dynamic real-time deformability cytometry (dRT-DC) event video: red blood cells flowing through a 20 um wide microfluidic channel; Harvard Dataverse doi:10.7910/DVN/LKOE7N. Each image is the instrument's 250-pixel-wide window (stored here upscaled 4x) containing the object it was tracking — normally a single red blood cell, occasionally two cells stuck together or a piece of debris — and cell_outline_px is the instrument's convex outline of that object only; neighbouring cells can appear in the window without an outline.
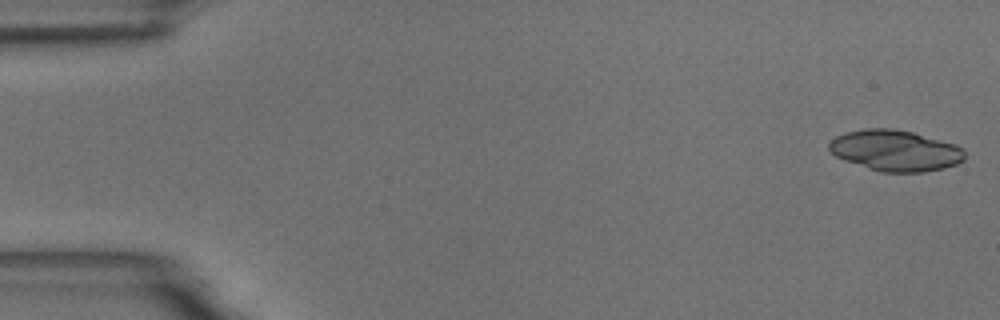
{"species": "common noctule bat (a hibernating species)", "species_latin": "Nyctalus noctula", "temperature_condition": "room temperature", "stored_images_in_passage": 20, "camera_frame_rate_fps": 3000, "um_per_image_px": 0.085, "animal": {"sex": "male", "body_mass_g": 18.8}, "frame": {"image": 1, "passage_image": 1, "time_ms": 0.0, "image_size_px": [1000, 320], "cell_outline_px": [[964, 160], [956, 164], [944, 168], [924, 172], [884, 172], [868, 168], [844, 160], [828, 152], [828, 144], [836, 136], [848, 132], [864, 128], [892, 128], [912, 132], [956, 144], [964, 148]], "centroid_in_image_um": [76.1, 12.79], "position_along_channel_um": 8.9, "area_um2": 32.43}}